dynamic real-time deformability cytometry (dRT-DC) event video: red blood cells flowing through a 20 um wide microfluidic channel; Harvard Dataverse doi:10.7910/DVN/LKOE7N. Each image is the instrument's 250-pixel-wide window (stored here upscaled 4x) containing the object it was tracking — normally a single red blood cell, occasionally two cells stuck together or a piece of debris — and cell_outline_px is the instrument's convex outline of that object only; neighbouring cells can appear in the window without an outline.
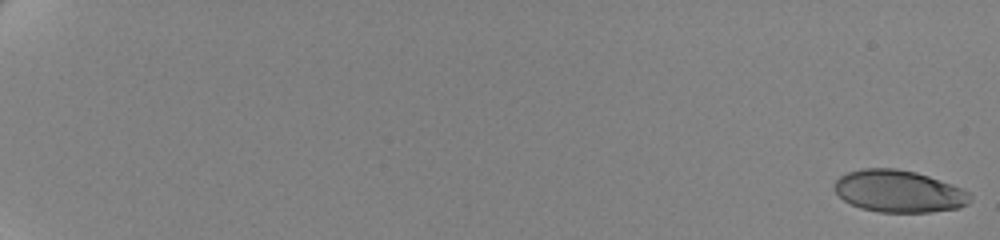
{"species": "human", "species_latin": "Homo sapiens", "temperature_condition": "cold", "stored_images_in_passage": 62, "camera_frame_rate_fps": 3000, "um_per_image_px": 0.085, "donor": {"sex": "female"}, "frame": {"image": 1, "passage_image": 1, "time_ms": 0.0, "image_size_px": [1000, 240], "cell_outline_px": [[972, 200], [968, 204], [960, 208], [928, 212], [880, 212], [860, 208], [844, 200], [836, 192], [836, 180], [840, 176], [848, 172], [864, 168], [896, 168], [916, 172], [952, 184], [968, 192], [972, 196]], "centroid_in_image_um": [76.43, 16.26], "position_along_channel_um": 8.6, "area_um2": 33.18}}
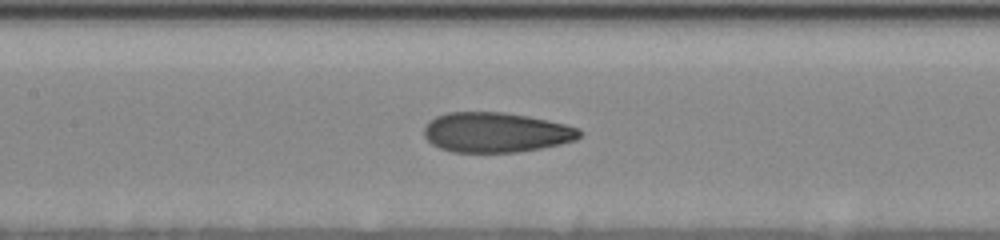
{"frame": {"image": 2, "passage_image": 34, "time_ms": 11.0, "image_size_px": [1000, 240], "cell_outline_px": [[584, 132], [576, 140], [560, 144], [540, 148], [516, 152], [452, 152], [440, 148], [432, 144], [424, 136], [424, 128], [428, 120], [436, 116], [448, 112], [504, 112], [528, 116], [548, 120], [580, 128]], "centroid_in_image_um": [42.15, 11.25], "position_along_channel_um": 165.2, "area_um2": 36.36}}
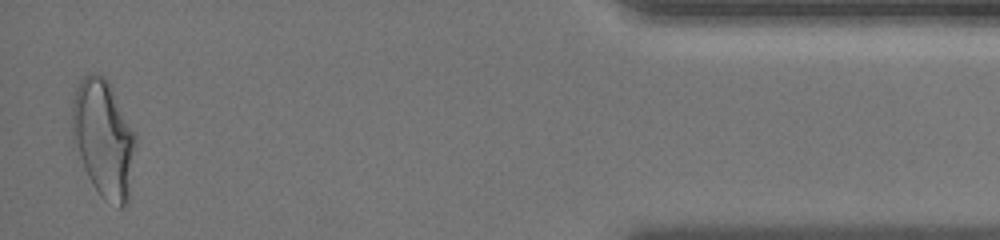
{"frame": {"image": 3, "passage_image": 61, "time_ms": 20.0, "image_size_px": [1000, 240], "cell_outline_px": [[136, 144], [128, 204], [120, 208], [104, 200], [100, 196], [92, 184], [72, 148], [72, 100], [76, 88], [80, 80], [84, 76], [92, 72], [104, 76], [108, 80], [136, 136]], "centroid_in_image_um": [8.77, 11.81], "position_along_channel_um": 426.4, "area_um2": 44.04}, "authors_computed_cell_mechanics": {"area_um2": 35.8071, "velocity_mm_per_s": 3.5011, "shape_relaxation_time_tau1_ms": 6.7395, "shape_relaxation_time_tau2_ms": 1.2286, "deformation_change_tau1": 0.202, "deformation_change_tau2": 0.0761}}